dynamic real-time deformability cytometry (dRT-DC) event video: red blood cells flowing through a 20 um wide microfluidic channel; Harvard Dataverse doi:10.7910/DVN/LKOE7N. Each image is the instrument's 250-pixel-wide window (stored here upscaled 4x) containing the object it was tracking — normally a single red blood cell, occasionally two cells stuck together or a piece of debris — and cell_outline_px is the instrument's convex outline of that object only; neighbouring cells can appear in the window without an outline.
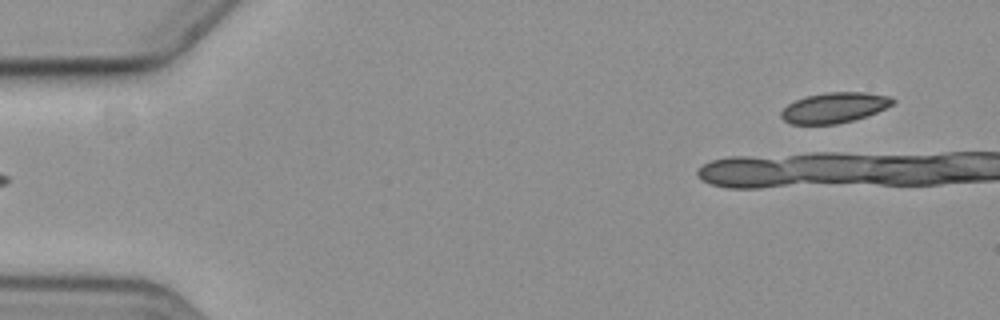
{"species": "common noctule bat (a hibernating species)", "species_latin": "Nyctalus noctula", "temperature_condition": "cold", "stored_images_in_passage": 6, "segment_of_instrument_passage": [2, 2], "camera_frame_rate_fps": 3000, "um_per_image_px": 0.085, "animal": {"sex": "female", "body_mass_g": 19.3, "forearm_length_mm": 54.1}, "frame": {"image": 1, "passage_image": 6, "time_ms": 5.667, "image_size_px": [1000, 320], "cell_outline_px": [[896, 100], [892, 104], [876, 112], [852, 120], [836, 124], [792, 124], [784, 120], [780, 116], [780, 112], [788, 104], [804, 96], [824, 92], [864, 92], [888, 96]], "centroid_in_image_um": [70.87, 9.14], "position_along_channel_um": 14.1, "area_um2": 19.59}}